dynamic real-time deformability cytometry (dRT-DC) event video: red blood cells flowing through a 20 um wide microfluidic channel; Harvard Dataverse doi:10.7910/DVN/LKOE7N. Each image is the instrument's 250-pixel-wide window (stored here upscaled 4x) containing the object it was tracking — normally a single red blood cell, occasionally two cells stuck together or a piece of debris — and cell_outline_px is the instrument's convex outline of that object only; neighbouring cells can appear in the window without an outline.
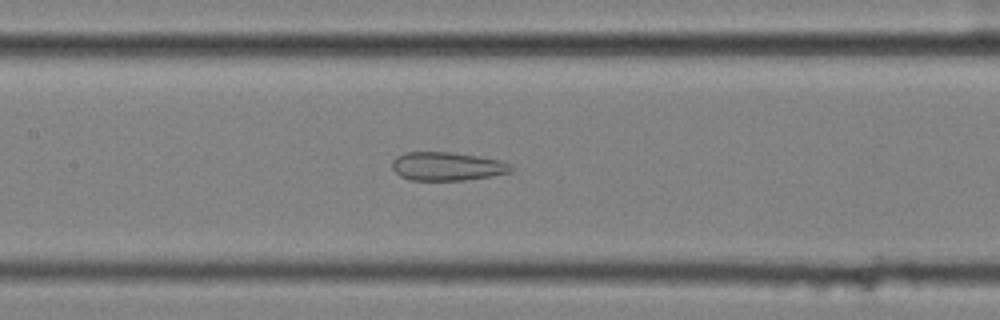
{"species": "common noctule bat (a hibernating species)", "species_latin": "Nyctalus noctula", "temperature_condition": "cold", "stored_images_in_passage": 57, "segment_of_instrument_passage": [2, 2], "camera_frame_rate_fps": 3000, "um_per_image_px": 0.085, "animal": {"sex": "female", "body_mass_g": 25.1}, "frame": {"image": 1, "passage_image": 26, "time_ms": 8.333, "image_size_px": [1000, 320], "cell_outline_px": [[516, 168], [512, 172], [492, 176], [464, 180], [412, 180], [400, 176], [392, 168], [392, 160], [396, 156], [404, 152], [452, 152], [500, 160]], "centroid_in_image_um": [38.0, 14.14], "position_along_channel_um": 169.4, "area_um2": 19.83}}
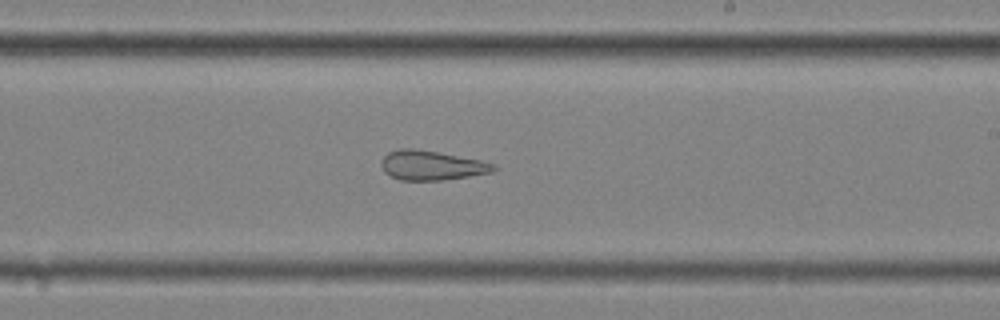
{"frame": {"image": 2, "passage_image": 33, "time_ms": 10.667, "image_size_px": [1000, 320], "cell_outline_px": [[500, 168], [492, 172], [444, 180], [400, 180], [384, 172], [380, 164], [380, 160], [388, 152], [400, 148], [412, 148], [436, 152], [480, 160], [496, 164]], "centroid_in_image_um": [36.68, 14.06], "position_along_channel_um": 252.3, "area_um2": 19.31}}
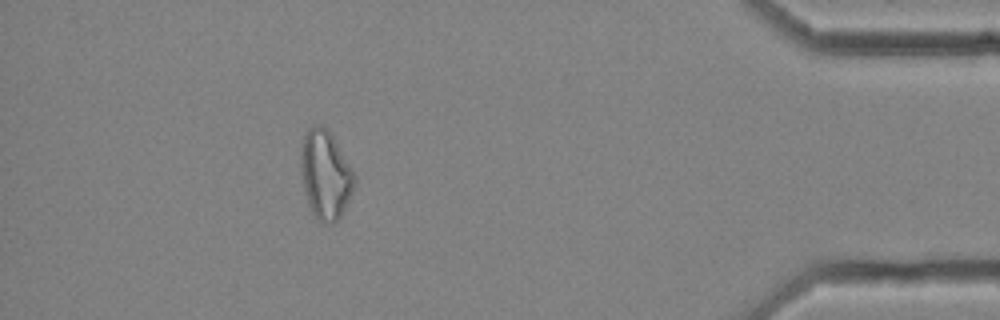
{"frame": {"image": 3, "passage_image": 50, "time_ms": 16.333, "image_size_px": [1000, 320], "cell_outline_px": [[356, 180], [352, 192], [340, 216], [332, 224], [324, 224], [316, 220], [308, 204], [300, 172], [300, 152], [304, 132], [312, 124], [320, 124], [328, 128], [356, 176]], "centroid_in_image_um": [27.63, 14.82], "position_along_channel_um": 407.6, "area_um2": 27.98}}